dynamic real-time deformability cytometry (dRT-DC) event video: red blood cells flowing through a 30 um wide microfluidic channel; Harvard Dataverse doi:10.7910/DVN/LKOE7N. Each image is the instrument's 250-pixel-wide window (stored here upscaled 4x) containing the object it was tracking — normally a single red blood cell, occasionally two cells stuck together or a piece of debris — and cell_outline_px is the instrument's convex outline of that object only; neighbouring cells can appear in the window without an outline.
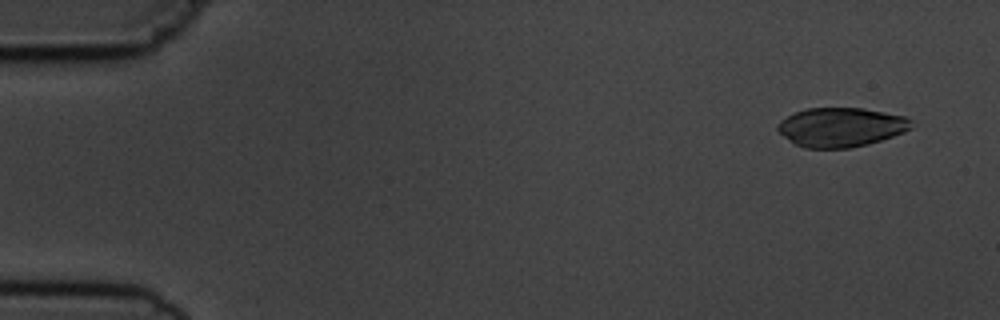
{"species": "common noctule bat (a hibernating species)", "species_latin": "Nyctalus noctula", "temperature_condition": "cold", "stored_images_in_passage": 6, "camera_frame_rate_fps": 3000, "um_per_image_px": 0.085, "animal": {"sex": "male", "body_mass_g": 19.5, "forearm_length_mm": 54.6}, "frame": {"image": 1, "passage_image": 2, "time_ms": 1.0, "image_size_px": [1000, 320], "cell_outline_px": [[912, 128], [904, 132], [868, 144], [848, 148], [804, 148], [796, 144], [784, 136], [776, 128], [776, 124], [780, 120], [796, 112], [808, 108], [864, 108], [904, 116], [912, 120]], "centroid_in_image_um": [71.49, 10.81], "position_along_channel_um": 13.5, "area_um2": 30.4}}